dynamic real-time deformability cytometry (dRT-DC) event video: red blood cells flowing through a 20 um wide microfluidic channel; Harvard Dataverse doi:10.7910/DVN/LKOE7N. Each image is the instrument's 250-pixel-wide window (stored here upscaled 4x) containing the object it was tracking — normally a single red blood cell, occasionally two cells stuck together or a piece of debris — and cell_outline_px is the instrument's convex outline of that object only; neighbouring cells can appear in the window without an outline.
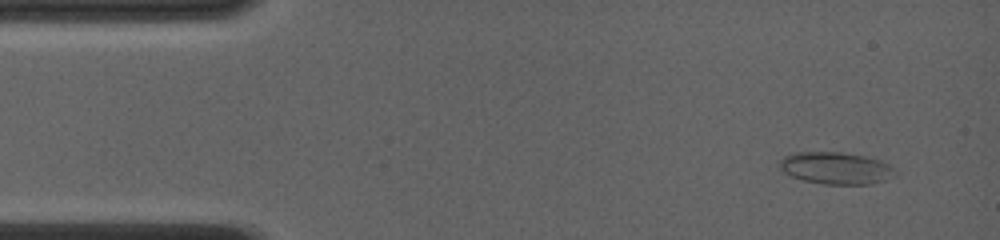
{"species": "common noctule bat (a hibernating species)", "species_latin": "Nyctalus noctula", "temperature_condition": "room temperature", "stored_images_in_passage": 26, "camera_frame_rate_fps": 4000, "um_per_image_px": 0.085, "animal": {"sex": "female", "body_mass_g": 19.0, "forearm_length_mm": 56.7}, "frame": {"image": 1, "passage_image": 1, "time_ms": 0.0, "image_size_px": [1000, 240], "cell_outline_px": [[900, 172], [896, 176], [872, 184], [824, 184], [804, 180], [792, 176], [784, 172], [780, 168], [780, 160], [784, 156], [796, 152], [840, 152], [864, 156], [880, 160], [888, 164]], "centroid_in_image_um": [71.1, 14.29], "position_along_channel_um": 13.9, "area_um2": 21.62}}
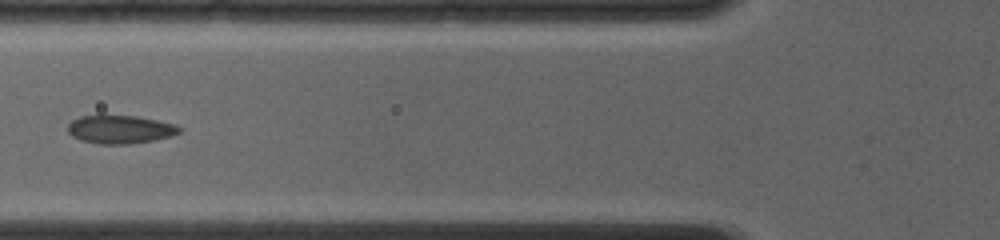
{"frame": {"image": 2, "passage_image": 15, "time_ms": 4.75, "image_size_px": [1000, 240], "cell_outline_px": [[184, 128], [180, 132], [156, 140], [128, 144], [100, 144], [80, 140], [72, 136], [68, 132], [68, 124], [72, 120], [80, 116], [104, 112], [136, 116], [176, 124]], "centroid_in_image_um": [10.17, 10.95], "position_along_channel_um": 115.6, "area_um2": 19.13}}
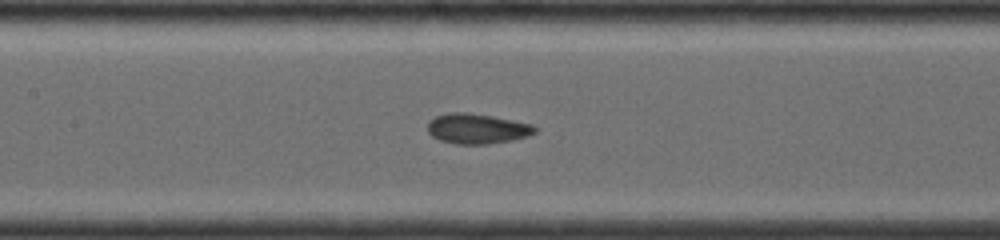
{"frame": {"image": 3, "passage_image": 22, "time_ms": 6.0, "image_size_px": [1000, 240], "cell_outline_px": [[536, 132], [528, 136], [512, 140], [488, 144], [456, 144], [440, 140], [432, 136], [428, 132], [428, 120], [436, 116], [448, 112], [464, 112], [492, 116], [532, 124], [536, 128]], "centroid_in_image_um": [40.53, 10.93], "position_along_channel_um": 166.9, "area_um2": 18.84}}